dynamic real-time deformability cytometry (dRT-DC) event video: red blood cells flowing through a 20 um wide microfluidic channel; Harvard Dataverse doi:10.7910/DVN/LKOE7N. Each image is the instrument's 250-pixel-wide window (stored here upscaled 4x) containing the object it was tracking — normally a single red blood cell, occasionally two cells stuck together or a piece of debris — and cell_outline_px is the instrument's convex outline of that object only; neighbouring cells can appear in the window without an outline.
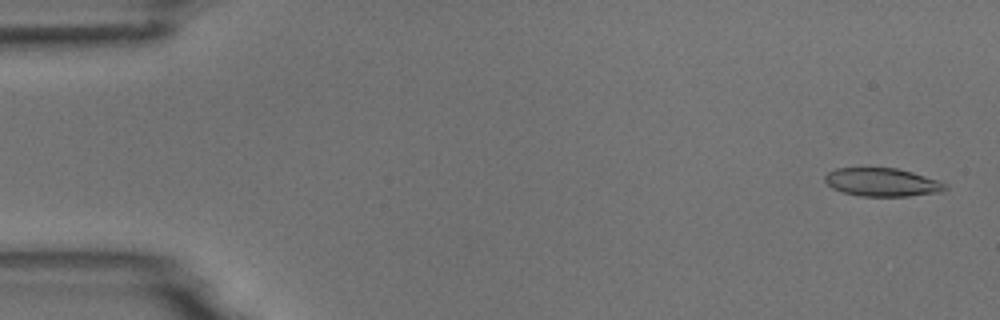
{"species": "common noctule bat (a hibernating species)", "species_latin": "Nyctalus noctula", "temperature_condition": "room temperature", "stored_images_in_passage": 54, "camera_frame_rate_fps": 3000, "um_per_image_px": 0.085, "animal": {"sex": "male", "body_mass_g": 18.8}, "frame": {"image": 1, "passage_image": 2, "time_ms": 0.333, "image_size_px": [1000, 320], "cell_outline_px": [[948, 188], [940, 192], [908, 196], [860, 196], [844, 192], [832, 188], [824, 180], [824, 176], [828, 172], [836, 168], [896, 168], [912, 172], [940, 180], [948, 184]], "centroid_in_image_um": [75.01, 15.49], "position_along_channel_um": 10.0, "area_um2": 19.88}}
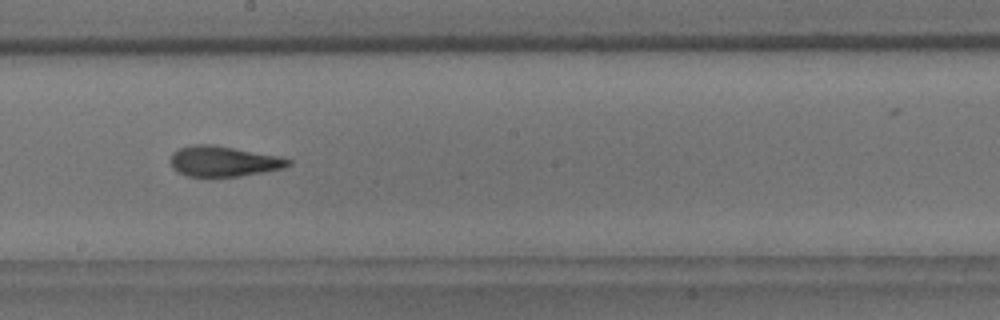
{"frame": {"image": 2, "passage_image": 30, "time_ms": 9.667, "image_size_px": [1000, 320], "cell_outline_px": [[292, 164], [284, 168], [264, 172], [240, 176], [184, 176], [176, 172], [172, 168], [168, 160], [172, 152], [180, 148], [196, 144], [212, 144], [280, 156], [292, 160]], "centroid_in_image_um": [18.97, 13.71], "position_along_channel_um": 229.2, "area_um2": 21.15}}
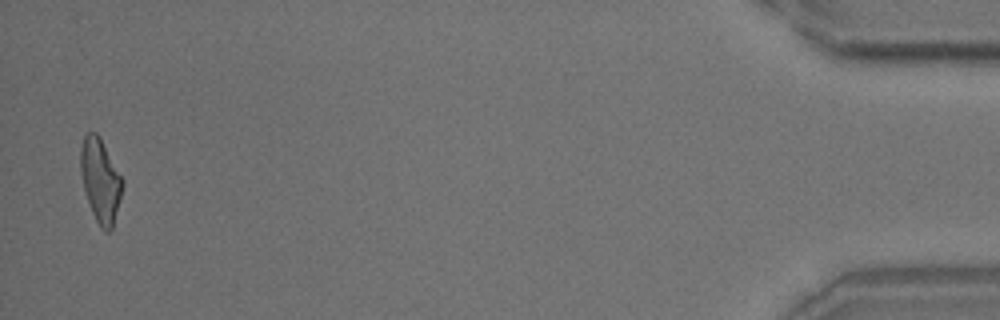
{"frame": {"image": 3, "passage_image": 53, "time_ms": 17.333, "image_size_px": [1000, 320], "cell_outline_px": [[124, 184], [112, 228], [108, 232], [104, 232], [100, 228], [92, 212], [84, 188], [80, 172], [80, 148], [84, 136], [88, 132], [96, 132], [100, 136], [124, 180]], "centroid_in_image_um": [8.54, 15.31], "position_along_channel_um": 426.7, "area_um2": 20.46}, "authors_computed_cell_mechanics": {"area_um2": 20.7791, "velocity_mm_per_s": 3.7365, "shape_relaxation_time_tau1_ms": 9.2538, "shape_relaxation_time_tau2_ms": 2.8287, "deformation_change_tau1": 0.2327, "deformation_change_tau2": 0.1177}}